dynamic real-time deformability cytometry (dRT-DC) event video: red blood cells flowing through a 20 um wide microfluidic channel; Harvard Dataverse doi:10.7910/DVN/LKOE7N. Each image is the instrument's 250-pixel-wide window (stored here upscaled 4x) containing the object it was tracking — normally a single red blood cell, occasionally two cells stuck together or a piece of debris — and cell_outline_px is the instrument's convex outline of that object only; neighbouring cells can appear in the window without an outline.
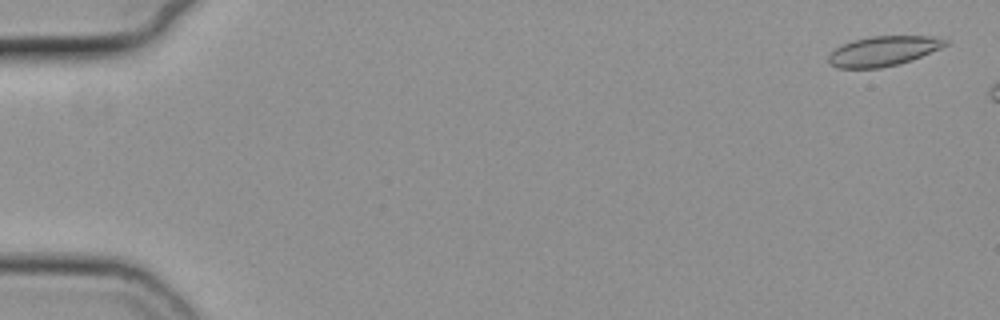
{"species": "common noctule bat (a hibernating species)", "species_latin": "Nyctalus noctula", "temperature_condition": "cold", "stored_images_in_passage": 9, "camera_frame_rate_fps": 3000, "um_per_image_px": 0.085, "animal": {"sex": "female", "body_mass_g": 19.3, "forearm_length_mm": 54.1}, "frame": {"image": 1, "passage_image": 2, "time_ms": 0.333, "image_size_px": [1000, 320], "cell_outline_px": [[952, 40], [948, 44], [940, 48], [912, 60], [900, 64], [880, 68], [840, 68], [828, 64], [828, 56], [836, 48], [852, 40], [872, 36], [932, 36]], "centroid_in_image_um": [75.11, 4.34], "position_along_channel_um": 9.9, "area_um2": 20.4}}